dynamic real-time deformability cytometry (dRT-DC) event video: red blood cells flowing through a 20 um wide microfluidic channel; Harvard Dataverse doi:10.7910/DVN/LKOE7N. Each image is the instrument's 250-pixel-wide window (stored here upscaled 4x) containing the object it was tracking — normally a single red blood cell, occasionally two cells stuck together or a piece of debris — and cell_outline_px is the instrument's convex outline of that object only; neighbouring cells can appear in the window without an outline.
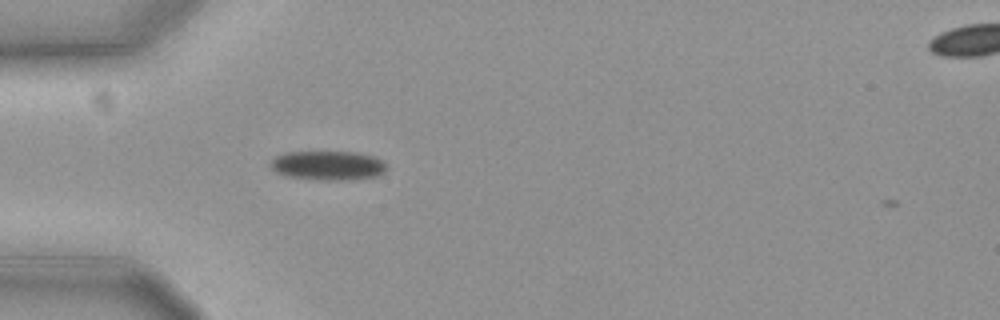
{"species": "common noctule bat (a hibernating species)", "species_latin": "Nyctalus noctula", "temperature_condition": "cold", "stored_images_in_passage": 3, "camera_frame_rate_fps": 3000, "um_per_image_px": 0.085, "animal": {"sex": "female", "body_mass_g": 19.3, "forearm_length_mm": 54.1}, "frame": {"image": 1, "passage_image": 2, "time_ms": 0.333, "image_size_px": [1000, 320], "cell_outline_px": [[384, 172], [376, 176], [348, 180], [320, 180], [288, 176], [276, 172], [268, 164], [276, 156], [284, 152], [356, 152], [372, 156], [380, 160], [384, 164]], "centroid_in_image_um": [27.82, 14.06], "position_along_channel_um": 57.2, "area_um2": 19.59}}